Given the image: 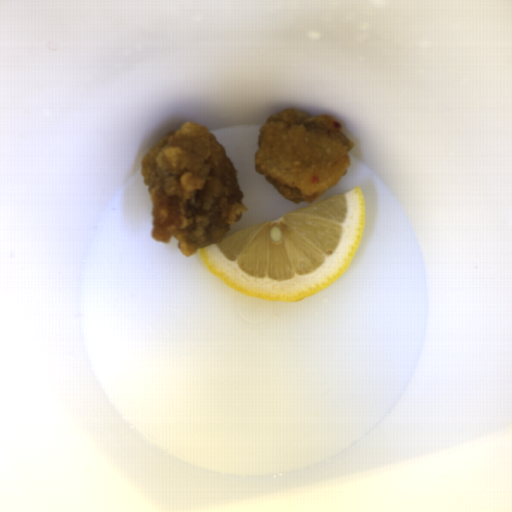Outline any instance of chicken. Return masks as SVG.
<instances>
[{"label":"chicken","instance_id":"obj_1","mask_svg":"<svg viewBox=\"0 0 512 512\" xmlns=\"http://www.w3.org/2000/svg\"><path fill=\"white\" fill-rule=\"evenodd\" d=\"M140 175L151 199V238L178 239L191 256L225 239L247 209L238 169L212 130L184 122L141 156Z\"/></svg>","mask_w":512,"mask_h":512},{"label":"chicken","instance_id":"obj_2","mask_svg":"<svg viewBox=\"0 0 512 512\" xmlns=\"http://www.w3.org/2000/svg\"><path fill=\"white\" fill-rule=\"evenodd\" d=\"M354 144L334 117L285 108L259 128L254 166L278 193L300 204L346 173Z\"/></svg>","mask_w":512,"mask_h":512}]
</instances>
